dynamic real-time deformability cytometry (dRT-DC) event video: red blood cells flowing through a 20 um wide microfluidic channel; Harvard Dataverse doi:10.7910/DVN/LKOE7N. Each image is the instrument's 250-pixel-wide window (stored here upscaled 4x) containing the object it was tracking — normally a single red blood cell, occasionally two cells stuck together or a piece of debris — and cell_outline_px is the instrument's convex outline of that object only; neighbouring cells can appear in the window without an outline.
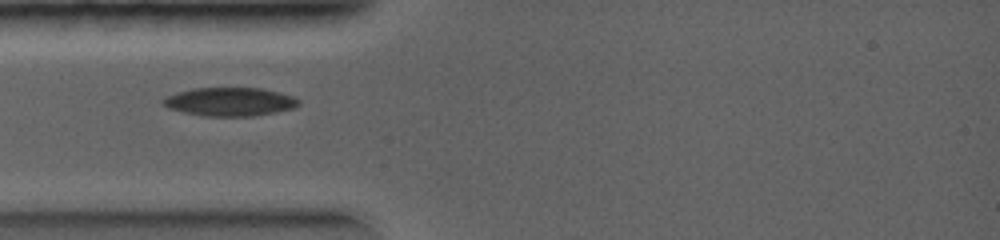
{"species": "common noctule bat (a hibernating species)", "species_latin": "Nyctalus noctula", "temperature_condition": "warm", "stored_images_in_passage": 2, "camera_frame_rate_fps": 5000, "um_per_image_px": 0.085, "animal": {"sex": "female", "body_mass_g": 19.0, "forearm_length_mm": 56.7}, "frame": {"image": 1, "passage_image": 2, "time_ms": 0.6, "image_size_px": [1000, 240], "cell_outline_px": [[300, 104], [296, 108], [276, 112], [252, 116], [200, 116], [168, 108], [160, 104], [160, 100], [176, 92], [196, 88], [260, 88], [292, 96], [300, 100]], "centroid_in_image_um": [19.51, 8.66], "position_along_channel_um": 65.5, "area_um2": 22.6}}